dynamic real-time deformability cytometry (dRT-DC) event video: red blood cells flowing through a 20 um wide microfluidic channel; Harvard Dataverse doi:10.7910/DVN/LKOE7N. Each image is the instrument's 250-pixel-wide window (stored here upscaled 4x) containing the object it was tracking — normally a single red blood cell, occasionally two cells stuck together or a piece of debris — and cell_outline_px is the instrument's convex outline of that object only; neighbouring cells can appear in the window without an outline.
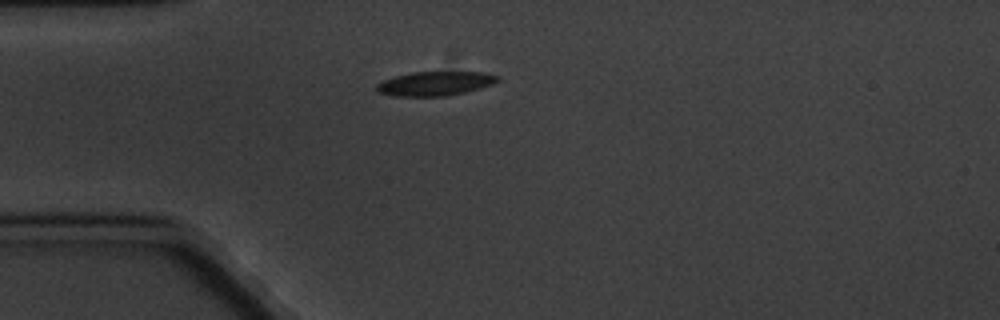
{"species": "common noctule bat (a hibernating species)", "species_latin": "Nyctalus noctula", "temperature_condition": "cold", "stored_images_in_passage": 5, "camera_frame_rate_fps": 3000, "um_per_image_px": 0.085, "animal": {"sex": "male", "body_mass_g": 20.1, "forearm_length_mm": 53.5}, "frame": {"image": 1, "passage_image": 1, "time_ms": 0.0, "image_size_px": [1000, 320], "cell_outline_px": [[500, 80], [492, 84], [480, 88], [464, 92], [444, 96], [392, 96], [380, 92], [376, 88], [376, 84], [384, 80], [396, 76], [412, 72], [488, 72], [500, 76]], "centroid_in_image_um": [37.02, 7.09], "position_along_channel_um": 48.0, "area_um2": 16.99}}